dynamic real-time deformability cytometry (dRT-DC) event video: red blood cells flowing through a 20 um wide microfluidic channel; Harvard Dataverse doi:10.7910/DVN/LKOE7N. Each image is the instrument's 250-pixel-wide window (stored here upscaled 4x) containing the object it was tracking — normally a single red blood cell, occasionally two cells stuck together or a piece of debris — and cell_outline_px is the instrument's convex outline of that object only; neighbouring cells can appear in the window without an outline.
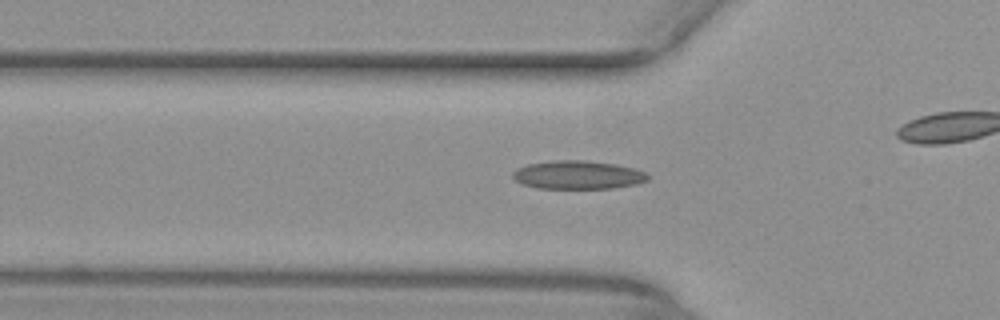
{"species": "common noctule bat (a hibernating species)", "species_latin": "Nyctalus noctula", "temperature_condition": "warm", "stored_images_in_passage": 41, "camera_frame_rate_fps": 3000, "um_per_image_px": 0.085, "animal": {"sex": "female", "body_mass_g": 29.2, "forearm_length_mm": 56.3}, "frame": {"image": 1, "passage_image": 17, "time_ms": 5.333, "image_size_px": [1000, 320], "cell_outline_px": [[648, 180], [636, 184], [612, 188], [536, 188], [524, 184], [516, 180], [512, 176], [512, 172], [516, 168], [528, 164], [552, 160], [584, 160], [616, 164], [648, 172]], "centroid_in_image_um": [49.12, 14.86], "position_along_channel_um": 76.7, "area_um2": 22.37}}
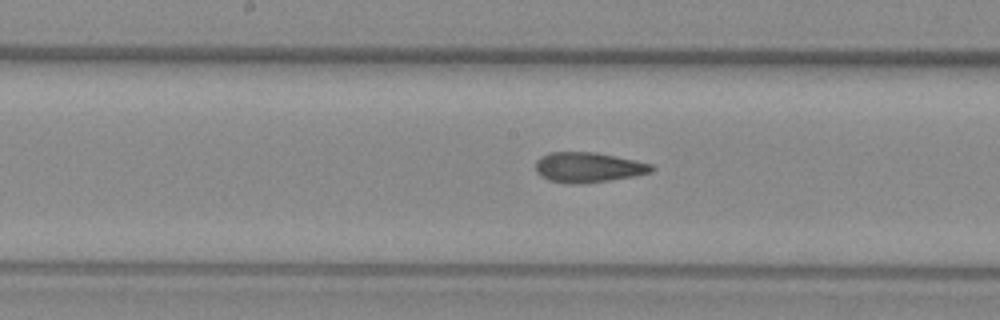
{"frame": {"image": 2, "passage_image": 26, "time_ms": 8.333, "image_size_px": [1000, 320], "cell_outline_px": [[656, 168], [652, 172], [636, 176], [580, 184], [568, 184], [548, 180], [540, 176], [536, 172], [536, 160], [540, 156], [548, 152], [592, 152], [652, 164]], "centroid_in_image_um": [49.96, 14.23], "position_along_channel_um": 198.2, "area_um2": 20.35}}
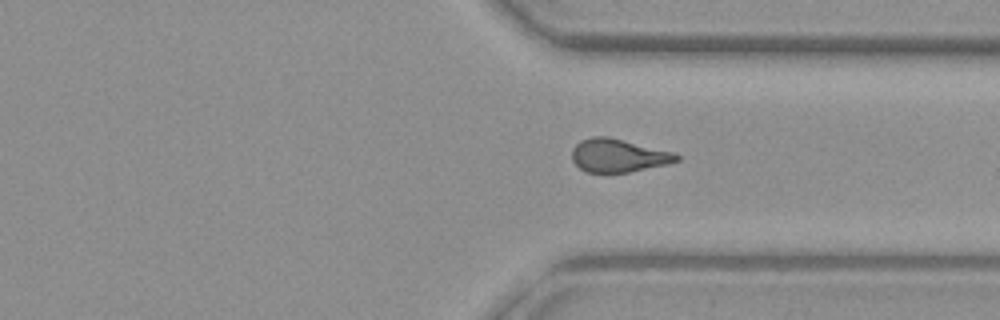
{"frame": {"image": 3, "passage_image": 38, "time_ms": 12.333, "image_size_px": [1000, 320], "cell_outline_px": [[680, 160], [668, 164], [628, 172], [584, 172], [572, 160], [572, 148], [580, 140], [592, 136], [608, 136], [672, 152], [680, 156]], "centroid_in_image_um": [52.53, 13.21], "position_along_channel_um": 358.9, "area_um2": 20.17}}